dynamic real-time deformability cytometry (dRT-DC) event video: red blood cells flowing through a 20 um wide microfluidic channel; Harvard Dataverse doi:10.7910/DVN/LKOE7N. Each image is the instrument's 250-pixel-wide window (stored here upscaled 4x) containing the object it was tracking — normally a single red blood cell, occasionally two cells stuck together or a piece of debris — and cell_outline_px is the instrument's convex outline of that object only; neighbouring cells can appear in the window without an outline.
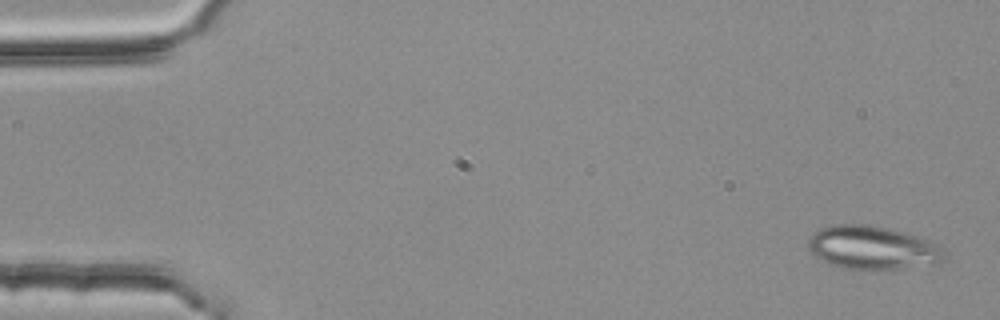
{"species": "common noctule bat (a hibernating species)", "species_latin": "Nyctalus noctula", "temperature_condition": "room temperature", "stored_images_in_passage": 5, "camera_frame_rate_fps": 3000, "um_per_image_px": 0.085, "animal": {"sex": "female", "body_mass_g": 25.1}, "frame": {"image": 1, "passage_image": 1, "time_ms": 0.0, "image_size_px": [1000, 320], "cell_outline_px": [[948, 256], [940, 264], [876, 272], [872, 272], [840, 268], [816, 256], [808, 248], [808, 240], [812, 232], [820, 228], [836, 224], [864, 224], [888, 228], [904, 232], [916, 236], [940, 248]], "centroid_in_image_um": [74.16, 21.1], "position_along_channel_um": 10.8, "area_um2": 35.08}}